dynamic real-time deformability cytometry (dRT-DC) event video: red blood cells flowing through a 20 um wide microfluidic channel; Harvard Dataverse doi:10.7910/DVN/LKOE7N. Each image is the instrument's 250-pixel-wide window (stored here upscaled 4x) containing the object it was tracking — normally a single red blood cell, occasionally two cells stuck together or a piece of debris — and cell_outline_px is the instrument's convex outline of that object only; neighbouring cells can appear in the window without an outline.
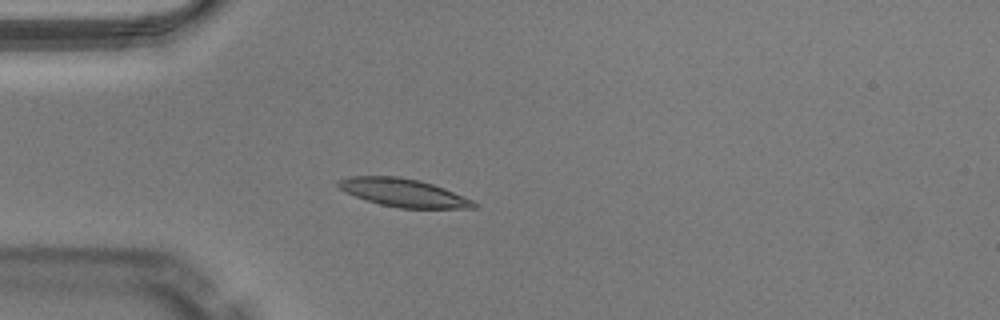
{"species": "Egyptian fruit bat (a non-hibernating species)", "species_latin": "Rousettus aegyptiacus", "temperature_condition": "warm", "stored_images_in_passage": 37, "camera_frame_rate_fps": 3000, "um_per_image_px": 0.085, "animal": {"sex": "male"}, "frame": {"image": 1, "passage_image": 1, "time_ms": 0.0, "image_size_px": [1000, 320], "cell_outline_px": [[480, 204], [476, 208], [400, 208], [380, 204], [344, 192], [336, 184], [336, 180], [348, 176], [400, 176], [420, 180], [444, 188], [472, 200]], "centroid_in_image_um": [34.27, 16.37], "position_along_channel_um": 50.7, "area_um2": 22.2}}
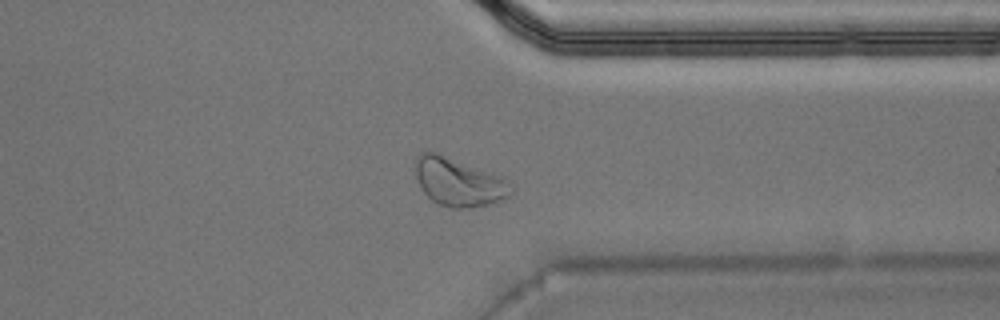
{"frame": {"image": 2, "passage_image": 26, "time_ms": 8.333, "image_size_px": [1000, 320], "cell_outline_px": [[512, 192], [508, 196], [500, 200], [488, 204], [472, 208], [452, 208], [440, 204], [432, 200], [424, 192], [416, 180], [412, 168], [420, 152], [436, 152], [508, 180], [512, 184]], "centroid_in_image_um": [38.92, 15.48], "position_along_channel_um": 372.5, "area_um2": 26.65}}
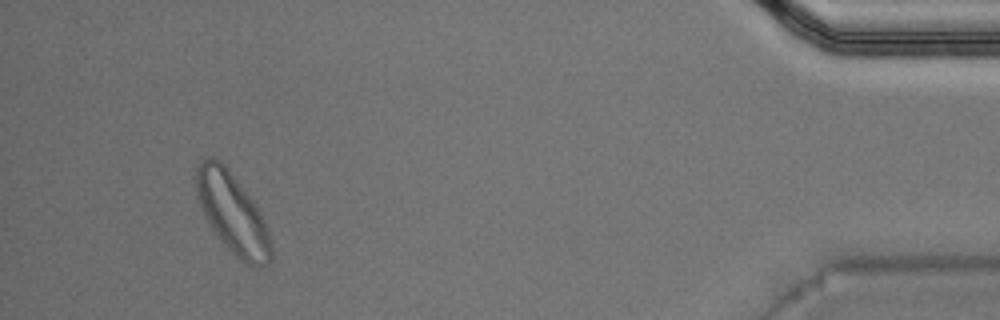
{"frame": {"image": 3, "passage_image": 34, "time_ms": 11.0, "image_size_px": [1000, 320], "cell_outline_px": [[272, 260], [268, 264], [260, 268], [256, 268], [244, 264], [216, 236], [196, 196], [196, 168], [208, 156], [216, 156], [228, 168], [252, 200], [260, 212], [264, 220], [272, 244]], "centroid_in_image_um": [19.78, 18.16], "position_along_channel_um": 415.4, "area_um2": 34.97}, "authors_computed_cell_mechanics": {"area_um2": 21.8484, "velocity_mm_per_s": 4.0135, "shape_relaxation_time_tau1_ms": 2.4291, "shape_relaxation_time_tau2_ms": 2.275, "deformation_change_tau1": 0.1025, "deformation_change_tau2": 0.0767}}